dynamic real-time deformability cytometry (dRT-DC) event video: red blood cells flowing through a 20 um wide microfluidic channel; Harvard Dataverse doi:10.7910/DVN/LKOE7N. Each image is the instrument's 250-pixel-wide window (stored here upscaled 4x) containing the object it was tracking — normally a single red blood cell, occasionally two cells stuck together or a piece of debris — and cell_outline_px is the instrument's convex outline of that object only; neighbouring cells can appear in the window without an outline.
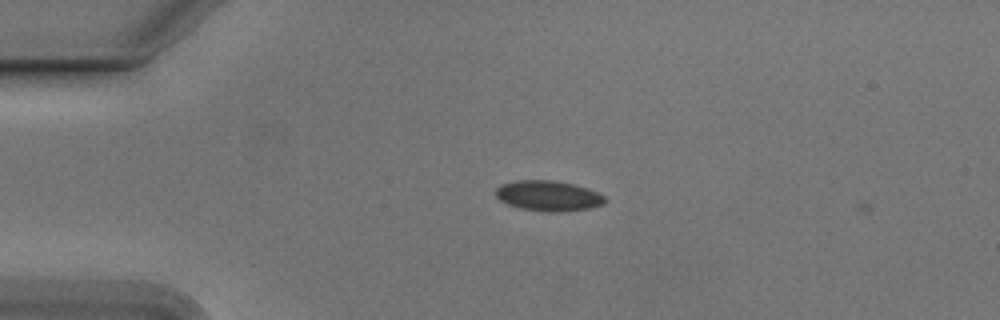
{"species": "Egyptian fruit bat (a non-hibernating species)", "species_latin": "Rousettus aegyptiacus", "temperature_condition": "cold", "stored_images_in_passage": 6, "camera_frame_rate_fps": 3000, "um_per_image_px": 0.085, "animal": {"sex": "male"}, "frame": {"image": 1, "passage_image": 5, "time_ms": 1.333, "image_size_px": [1000, 320], "cell_outline_px": [[608, 200], [604, 204], [592, 208], [560, 212], [548, 212], [520, 208], [508, 204], [500, 200], [496, 196], [496, 188], [500, 184], [516, 180], [556, 180], [576, 184], [600, 192]], "centroid_in_image_um": [46.66, 16.63], "position_along_channel_um": 38.3, "area_um2": 19.71}}